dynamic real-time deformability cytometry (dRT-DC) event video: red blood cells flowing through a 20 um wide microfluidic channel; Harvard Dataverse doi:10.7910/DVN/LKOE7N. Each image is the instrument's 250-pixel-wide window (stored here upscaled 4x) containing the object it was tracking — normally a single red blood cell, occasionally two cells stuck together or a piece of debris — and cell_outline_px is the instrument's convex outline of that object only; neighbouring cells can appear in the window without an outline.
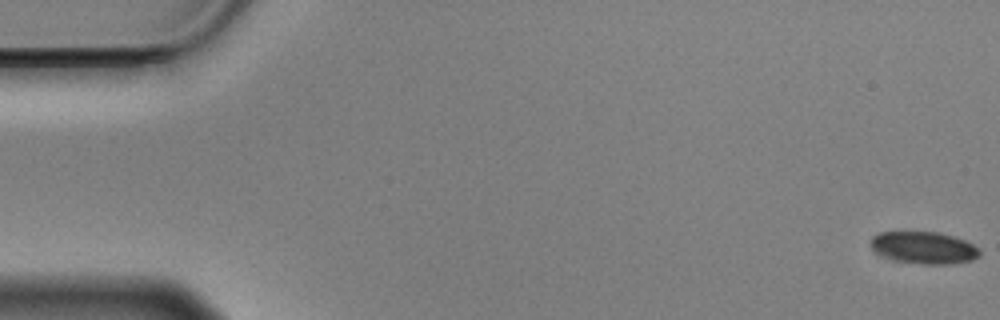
{"species": "Egyptian fruit bat (a non-hibernating species)", "species_latin": "Rousettus aegyptiacus", "temperature_condition": "cold", "stored_images_in_passage": 58, "camera_frame_rate_fps": 3000, "um_per_image_px": 0.085, "animal": {"sex": "male"}, "frame": {"image": 1, "passage_image": 1, "time_ms": 0.0, "image_size_px": [1000, 320], "cell_outline_px": [[980, 256], [972, 260], [948, 264], [920, 264], [892, 260], [876, 252], [868, 244], [868, 240], [872, 236], [880, 232], [936, 232], [952, 236], [964, 240], [980, 248]], "centroid_in_image_um": [78.49, 21.06], "position_along_channel_um": 6.5, "area_um2": 20.52}}
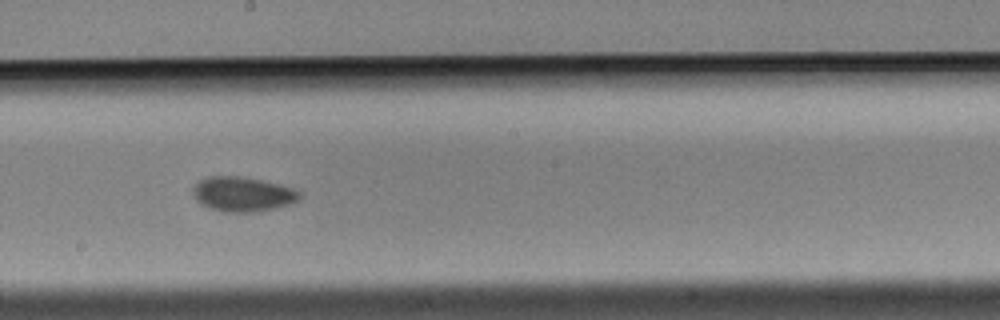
{"frame": {"image": 2, "passage_image": 32, "time_ms": 10.333, "image_size_px": [1000, 320], "cell_outline_px": [[300, 196], [296, 200], [288, 204], [276, 208], [256, 212], [224, 212], [208, 208], [200, 204], [196, 200], [192, 192], [192, 188], [200, 180], [208, 176], [244, 176], [280, 184], [292, 188], [300, 192]], "centroid_in_image_um": [20.58, 16.5], "position_along_channel_um": 227.6, "area_um2": 21.68}}
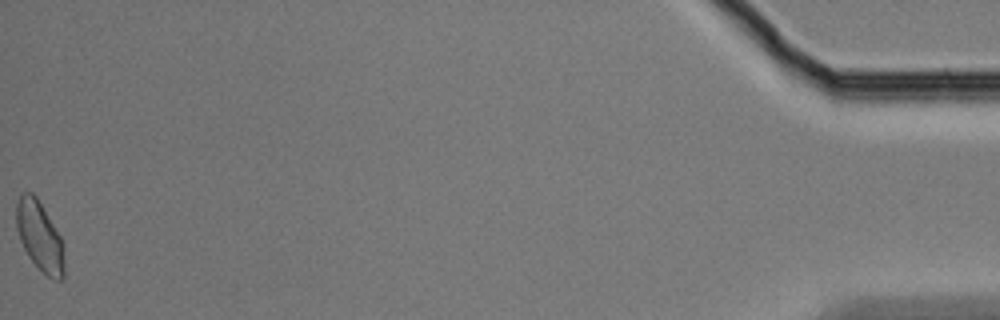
{"frame": {"image": 3, "passage_image": 58, "time_ms": 19.0, "image_size_px": [1000, 320], "cell_outline_px": [[64, 276], [60, 280], [52, 280], [28, 256], [20, 240], [16, 228], [16, 204], [20, 192], [32, 192], [36, 196], [60, 236], [64, 244]], "centroid_in_image_um": [3.37, 20.07], "position_along_channel_um": 431.8, "area_um2": 19.42}, "authors_computed_cell_mechanics": {"area_um2": 20.519, "velocity_mm_per_s": 3.5051, "shape_relaxation_time_tau1_ms": 4.1118, "shape_relaxation_time_tau2_ms": 3.331, "deformation_change_tau1": 0.053, "deformation_change_tau2": 0.0626}}